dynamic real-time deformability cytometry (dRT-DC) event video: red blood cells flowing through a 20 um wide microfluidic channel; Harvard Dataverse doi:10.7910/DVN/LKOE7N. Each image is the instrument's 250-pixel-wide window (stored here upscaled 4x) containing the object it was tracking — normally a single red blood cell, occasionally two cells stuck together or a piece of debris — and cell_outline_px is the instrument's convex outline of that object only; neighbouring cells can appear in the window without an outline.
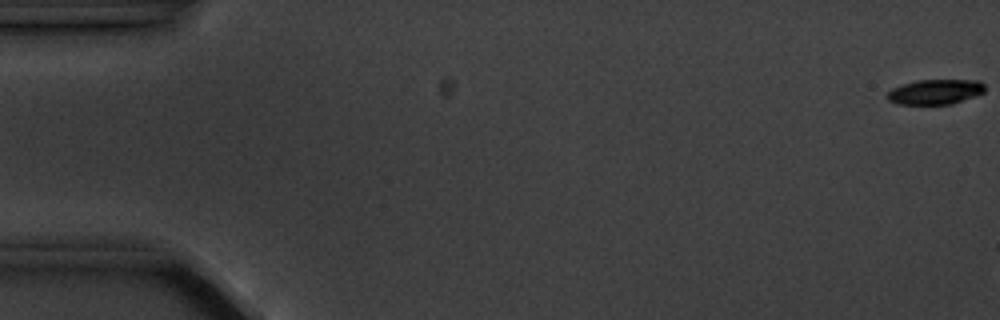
{"species": "common noctule bat (a hibernating species)", "species_latin": "Nyctalus noctula", "temperature_condition": "cold", "stored_images_in_passage": 6, "segment_of_instrument_passage": [2, 2], "camera_frame_rate_fps": 3000, "um_per_image_px": 0.085, "animal": {"sex": "male", "body_mass_g": 20.1, "forearm_length_mm": 53.5}, "frame": {"image": 1, "passage_image": 6, "time_ms": 6.333, "image_size_px": [1000, 320], "cell_outline_px": [[984, 92], [952, 104], [896, 104], [888, 100], [884, 96], [892, 88], [916, 80], [980, 80], [984, 84]], "centroid_in_image_um": [79.46, 7.8], "position_along_channel_um": 5.5, "area_um2": 14.22}}